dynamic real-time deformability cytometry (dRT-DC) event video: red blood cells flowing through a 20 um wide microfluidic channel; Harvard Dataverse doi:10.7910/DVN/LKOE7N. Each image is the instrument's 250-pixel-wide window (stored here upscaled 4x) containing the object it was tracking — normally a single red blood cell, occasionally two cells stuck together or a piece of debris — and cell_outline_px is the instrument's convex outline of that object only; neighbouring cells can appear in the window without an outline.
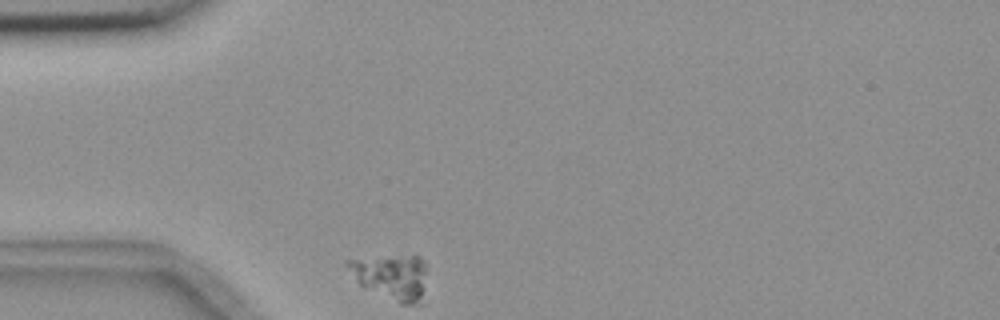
{"species": "common noctule bat (a hibernating species)", "species_latin": "Nyctalus noctula", "temperature_condition": "room temperature", "stored_images_in_passage": 6, "camera_frame_rate_fps": 3000, "um_per_image_px": 0.085, "animal": {"sex": "female", "body_mass_g": 18.4}, "frame": {"image": 1, "passage_image": 1, "time_ms": 0.0, "image_size_px": [1000, 320], "cell_outline_px": [[424, 304], [400, 304], [364, 288], [356, 280], [344, 264], [344, 260], [412, 256], [420, 256], [424, 264]], "centroid_in_image_um": [33.27, 23.59], "position_along_channel_um": 51.7, "area_um2": 20.63}}
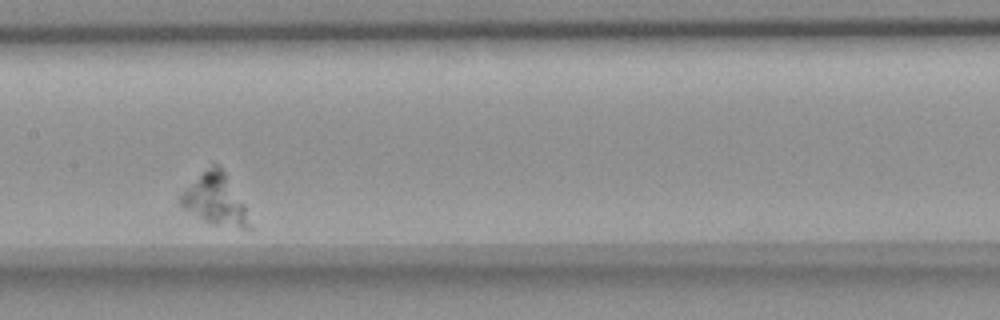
{"frame": {"image": 2, "passage_image": 5, "time_ms": 5.0, "image_size_px": [1000, 320], "cell_outline_px": [[252, 228], [244, 228], [212, 224], [204, 220], [184, 208], [176, 200], [212, 164], [220, 164], [244, 204]], "centroid_in_image_um": [18.32, 16.98], "position_along_channel_um": 189.1, "area_um2": 19.77}}
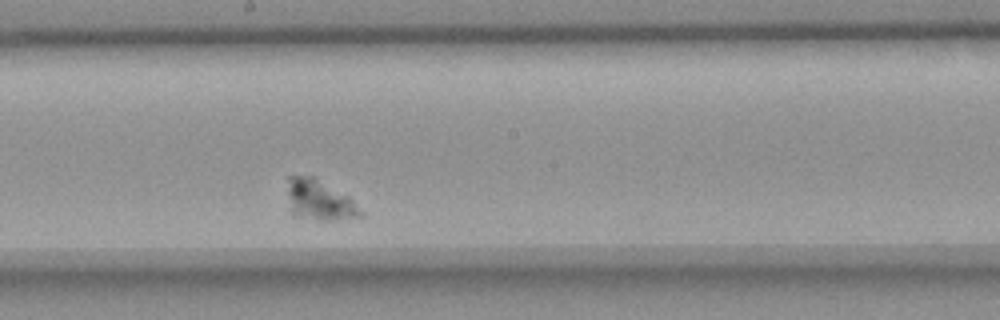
{"frame": {"image": 3, "passage_image": 6, "time_ms": 6.0, "image_size_px": [1000, 320], "cell_outline_px": [[364, 216], [332, 220], [320, 220], [296, 216], [292, 212], [288, 192], [288, 176], [312, 176], [348, 196], [364, 212]], "centroid_in_image_um": [27.17, 17.02], "position_along_channel_um": 221.0, "area_um2": 16.82}}